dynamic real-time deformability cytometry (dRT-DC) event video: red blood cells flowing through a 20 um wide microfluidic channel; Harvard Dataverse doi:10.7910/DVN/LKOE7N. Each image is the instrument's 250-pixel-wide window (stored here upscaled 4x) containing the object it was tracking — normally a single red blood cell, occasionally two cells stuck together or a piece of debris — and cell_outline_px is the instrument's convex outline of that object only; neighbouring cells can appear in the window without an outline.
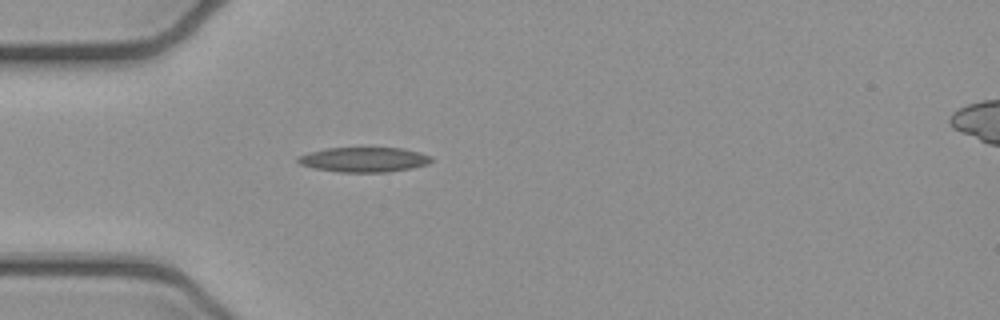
{"species": "common noctule bat (a hibernating species)", "species_latin": "Nyctalus noctula", "temperature_condition": "cold", "stored_images_in_passage": 4, "camera_frame_rate_fps": 3000, "um_per_image_px": 0.085, "animal": {"sex": "female", "body_mass_g": 21.9}, "frame": {"image": 1, "passage_image": 4, "time_ms": 1.0, "image_size_px": [1000, 320], "cell_outline_px": [[432, 160], [428, 164], [412, 168], [388, 172], [340, 172], [316, 168], [300, 164], [296, 160], [300, 156], [308, 152], [328, 148], [404, 148], [420, 152], [432, 156]], "centroid_in_image_um": [30.98, 13.56], "position_along_channel_um": 54.0, "area_um2": 19.25}}